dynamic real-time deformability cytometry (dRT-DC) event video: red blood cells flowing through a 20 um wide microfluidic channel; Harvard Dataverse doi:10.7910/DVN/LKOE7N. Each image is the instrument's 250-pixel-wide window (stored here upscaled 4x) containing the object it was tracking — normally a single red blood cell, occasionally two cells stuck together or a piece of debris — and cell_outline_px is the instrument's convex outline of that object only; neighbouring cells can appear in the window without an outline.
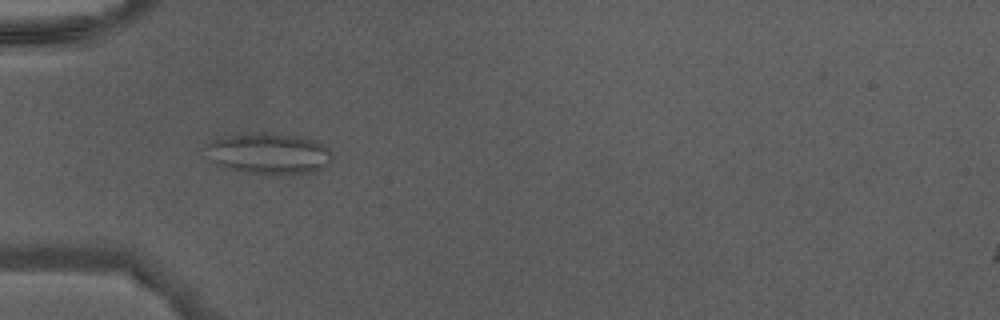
{"species": "Egyptian fruit bat (a non-hibernating species)", "species_latin": "Rousettus aegyptiacus", "temperature_condition": "warm", "stored_images_in_passage": 39, "camera_frame_rate_fps": 3000, "um_per_image_px": 0.085, "animal": {"sex": "male"}, "frame": {"image": 1, "passage_image": 8, "time_ms": 2.333, "image_size_px": [1000, 320], "cell_outline_px": [[332, 160], [324, 168], [312, 172], [244, 172], [228, 168], [216, 164], [212, 144], [212, 140], [244, 132], [264, 132], [292, 136], [316, 140], [328, 148], [332, 156]], "centroid_in_image_um": [22.98, 13.02], "position_along_channel_um": 62.0, "area_um2": 28.78}}
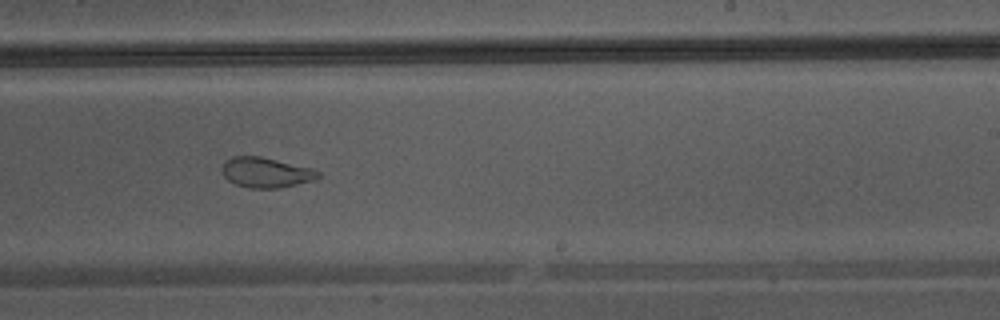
{"frame": {"image": 2, "passage_image": 22, "time_ms": 7.0, "image_size_px": [1000, 320], "cell_outline_px": [[320, 176], [316, 180], [276, 188], [248, 188], [236, 184], [228, 180], [224, 176], [220, 168], [232, 156], [260, 156], [312, 168], [320, 172]], "centroid_in_image_um": [22.61, 14.66], "position_along_channel_um": 266.4, "area_um2": 16.82}}
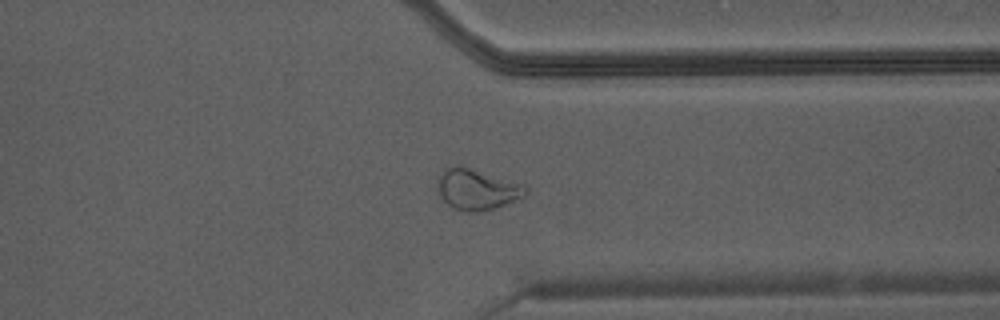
{"frame": {"image": 3, "passage_image": 29, "time_ms": 9.333, "image_size_px": [1000, 320], "cell_outline_px": [[528, 192], [524, 196], [496, 208], [484, 212], [468, 212], [452, 208], [440, 196], [436, 188], [440, 176], [448, 168], [456, 164], [524, 184], [528, 188]], "centroid_in_image_um": [40.55, 16.12], "position_along_channel_um": 370.8, "area_um2": 20.87}}